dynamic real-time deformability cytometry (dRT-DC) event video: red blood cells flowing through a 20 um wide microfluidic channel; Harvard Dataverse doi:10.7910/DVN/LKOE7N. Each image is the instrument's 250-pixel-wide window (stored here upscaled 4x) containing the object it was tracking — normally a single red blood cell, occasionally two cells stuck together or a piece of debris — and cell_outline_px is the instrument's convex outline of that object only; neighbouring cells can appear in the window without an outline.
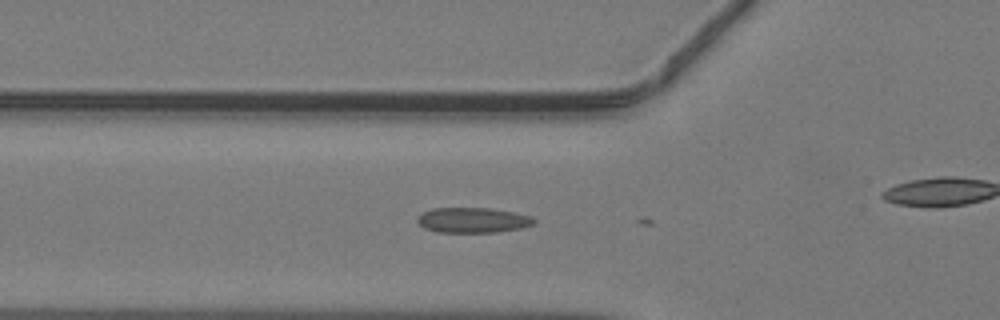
{"species": "common noctule bat (a hibernating species)", "species_latin": "Nyctalus noctula", "temperature_condition": "warm", "stored_images_in_passage": 10, "camera_frame_rate_fps": 3000, "um_per_image_px": 0.085, "animal": {"sex": "male", "body_mass_g": 19.2, "forearm_length_mm": 51.8}, "frame": {"image": 1, "passage_image": 8, "time_ms": 2.333, "image_size_px": [1000, 320], "cell_outline_px": [[536, 220], [532, 224], [520, 228], [496, 232], [436, 232], [424, 228], [416, 220], [424, 212], [432, 208], [488, 208], [512, 212], [532, 216]], "centroid_in_image_um": [40.18, 18.71], "position_along_channel_um": 85.6, "area_um2": 16.94}}